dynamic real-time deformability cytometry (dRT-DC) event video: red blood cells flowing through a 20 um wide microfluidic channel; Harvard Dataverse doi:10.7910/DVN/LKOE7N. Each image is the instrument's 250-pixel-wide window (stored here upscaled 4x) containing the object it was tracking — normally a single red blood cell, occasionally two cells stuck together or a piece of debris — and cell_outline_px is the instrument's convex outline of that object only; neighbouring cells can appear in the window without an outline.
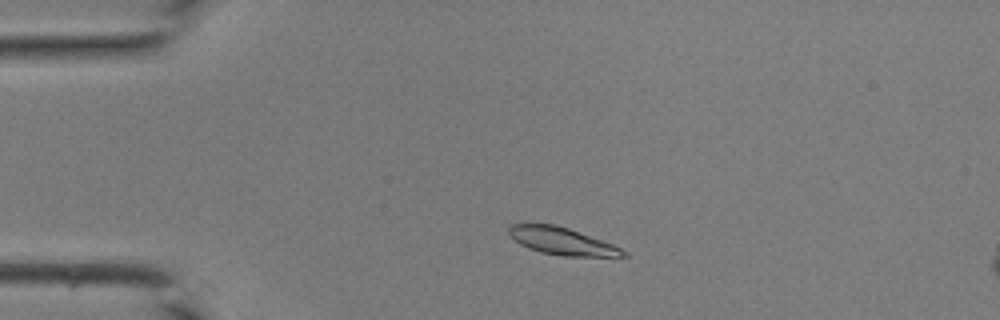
{"species": "common noctule bat (a hibernating species)", "species_latin": "Nyctalus noctula", "temperature_condition": "room temperature", "stored_images_in_passage": 40, "camera_frame_rate_fps": 3000, "um_per_image_px": 0.085, "animal": {"sex": "male", "body_mass_g": 19.0, "forearm_length_mm": 50.8}, "frame": {"image": 1, "passage_image": 6, "time_ms": 1.667, "image_size_px": [1000, 320], "cell_outline_px": [[628, 256], [564, 256], [540, 252], [528, 248], [520, 244], [508, 232], [508, 228], [512, 224], [556, 224], [568, 228], [612, 244], [628, 252]], "centroid_in_image_um": [47.77, 20.5], "position_along_channel_um": 37.2, "area_um2": 17.92}}
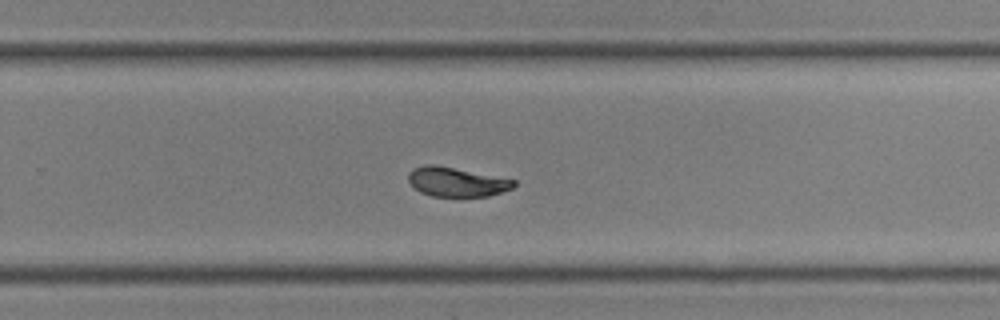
{"frame": {"image": 2, "passage_image": 25, "time_ms": 8.0, "image_size_px": [1000, 320], "cell_outline_px": [[516, 184], [512, 188], [488, 196], [432, 196], [420, 192], [408, 180], [408, 172], [412, 168], [424, 164], [432, 164], [516, 180]], "centroid_in_image_um": [38.77, 15.46], "position_along_channel_um": 291.0, "area_um2": 17.74}}
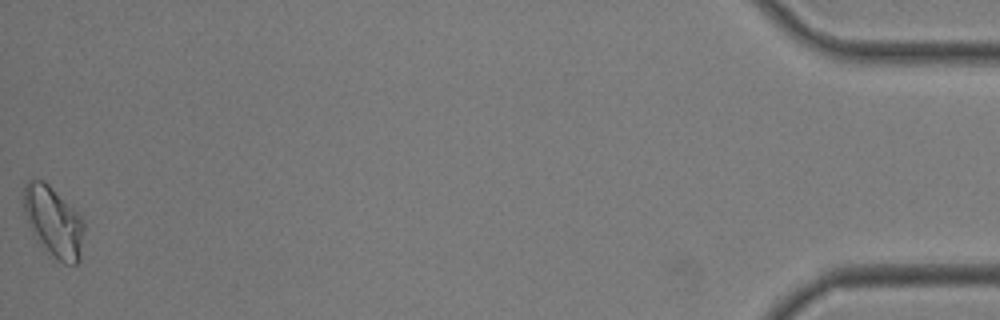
{"frame": {"image": 3, "passage_image": 40, "time_ms": 13.0, "image_size_px": [1000, 320], "cell_outline_px": [[84, 228], [80, 260], [76, 264], [64, 264], [56, 260], [40, 244], [32, 232], [24, 212], [24, 184], [28, 180], [44, 180], [80, 216], [84, 224]], "centroid_in_image_um": [4.55, 18.88], "position_along_channel_um": 430.7, "area_um2": 24.45}}